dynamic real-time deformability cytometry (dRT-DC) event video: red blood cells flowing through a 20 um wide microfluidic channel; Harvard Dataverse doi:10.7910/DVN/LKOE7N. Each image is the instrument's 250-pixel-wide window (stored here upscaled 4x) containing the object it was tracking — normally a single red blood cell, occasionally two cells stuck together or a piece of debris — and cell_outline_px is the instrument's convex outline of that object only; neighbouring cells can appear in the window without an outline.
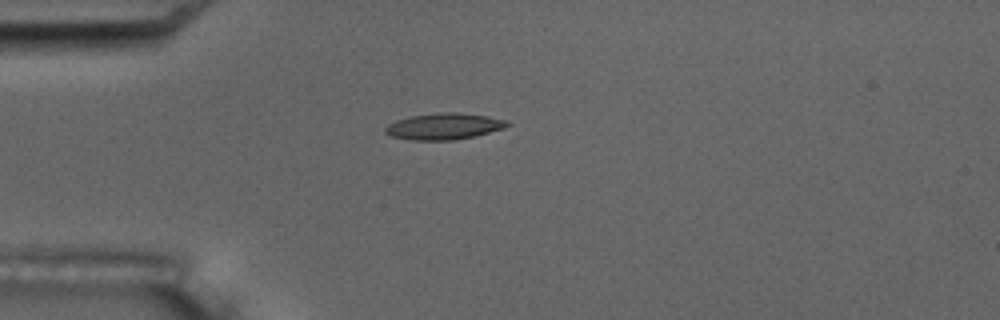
{"species": "common noctule bat (a hibernating species)", "species_latin": "Nyctalus noctula", "temperature_condition": "room temperature", "stored_images_in_passage": 7, "camera_frame_rate_fps": 3000, "um_per_image_px": 0.085, "animal": {"sex": "male", "body_mass_g": 17.5, "forearm_length_mm": 52.3}, "frame": {"image": 1, "passage_image": 5, "time_ms": 4.333, "image_size_px": [1000, 320], "cell_outline_px": [[512, 124], [504, 128], [476, 136], [452, 140], [408, 140], [392, 136], [384, 132], [384, 128], [388, 124], [396, 120], [412, 116], [444, 112], [456, 112], [488, 116], [508, 120]], "centroid_in_image_um": [37.76, 10.74], "position_along_channel_um": 47.2, "area_um2": 18.79}}